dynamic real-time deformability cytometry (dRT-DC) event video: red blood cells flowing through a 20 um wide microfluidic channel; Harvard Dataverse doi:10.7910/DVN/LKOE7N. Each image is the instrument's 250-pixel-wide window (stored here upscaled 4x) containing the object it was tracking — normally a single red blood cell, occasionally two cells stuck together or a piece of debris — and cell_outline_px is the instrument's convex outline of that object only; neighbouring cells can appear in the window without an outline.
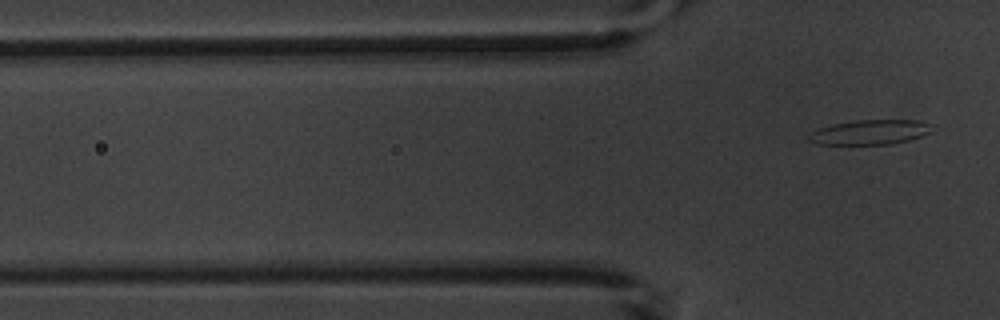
{"species": "common noctule bat (a hibernating species)", "species_latin": "Nyctalus noctula", "temperature_condition": "warm", "stored_images_in_passage": 7, "camera_frame_rate_fps": 3000, "um_per_image_px": 0.085, "animal": {"sex": "male", "body_mass_g": 20.1, "forearm_length_mm": 53.5}, "frame": {"image": 1, "passage_image": 7, "time_ms": 8.0, "image_size_px": [1000, 320], "cell_outline_px": [[936, 124], [932, 132], [908, 140], [888, 144], [816, 144], [808, 140], [808, 132], [816, 128], [832, 124], [856, 120], [920, 120]], "centroid_in_image_um": [73.96, 11.22], "position_along_channel_um": 51.8, "area_um2": 18.09}}